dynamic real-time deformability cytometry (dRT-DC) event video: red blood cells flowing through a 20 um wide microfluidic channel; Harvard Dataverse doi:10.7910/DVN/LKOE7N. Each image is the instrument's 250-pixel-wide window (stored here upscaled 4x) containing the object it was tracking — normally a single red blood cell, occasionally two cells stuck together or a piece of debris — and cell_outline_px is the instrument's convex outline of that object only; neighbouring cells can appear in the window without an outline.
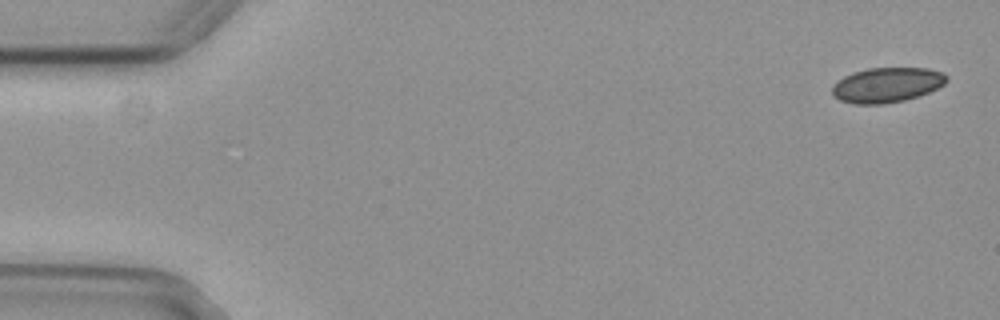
{"species": "common noctule bat (a hibernating species)", "species_latin": "Nyctalus noctula", "temperature_condition": "cold", "stored_images_in_passage": 13, "camera_frame_rate_fps": 3000, "um_per_image_px": 0.085, "animal": {"sex": "female", "body_mass_g": 29.2, "forearm_length_mm": 56.3}, "frame": {"image": 1, "passage_image": 2, "time_ms": 0.333, "image_size_px": [1000, 320], "cell_outline_px": [[948, 80], [944, 84], [928, 92], [904, 100], [884, 104], [852, 104], [840, 100], [832, 96], [832, 84], [844, 76], [852, 72], [868, 68], [928, 68], [944, 72], [948, 76]], "centroid_in_image_um": [75.36, 7.21], "position_along_channel_um": 9.6, "area_um2": 23.47}}